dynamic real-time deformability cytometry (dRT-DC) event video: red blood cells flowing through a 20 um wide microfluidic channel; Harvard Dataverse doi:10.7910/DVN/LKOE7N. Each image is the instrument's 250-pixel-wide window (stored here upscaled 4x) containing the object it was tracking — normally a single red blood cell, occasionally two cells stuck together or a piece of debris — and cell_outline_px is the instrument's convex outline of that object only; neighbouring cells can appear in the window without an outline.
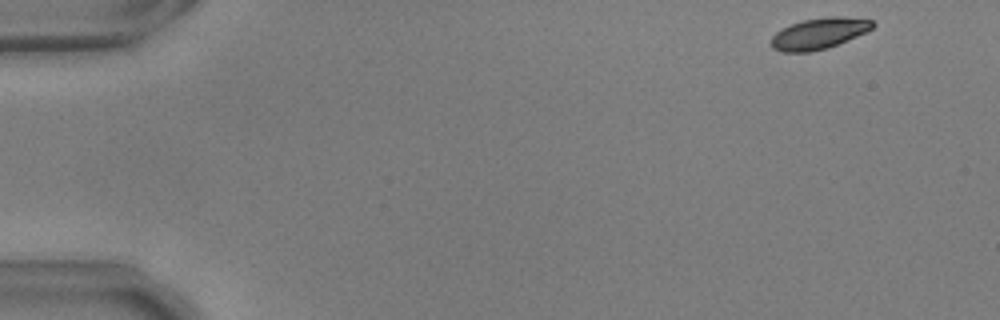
{"species": "common noctule bat (a hibernating species)", "species_latin": "Nyctalus noctula", "temperature_condition": "warm", "stored_images_in_passage": 15, "camera_frame_rate_fps": 3000, "um_per_image_px": 0.085, "animal": {"sex": "male", "body_mass_g": 17.9, "forearm_length_mm": 54.2}, "frame": {"image": 1, "passage_image": 1, "time_ms": 0.0, "image_size_px": [1000, 320], "cell_outline_px": [[876, 24], [872, 28], [856, 36], [828, 48], [808, 52], [784, 52], [772, 48], [772, 36], [776, 32], [792, 24], [804, 20], [828, 16], [844, 16], [872, 20]], "centroid_in_image_um": [69.63, 2.84], "position_along_channel_um": 15.4, "area_um2": 18.15}}
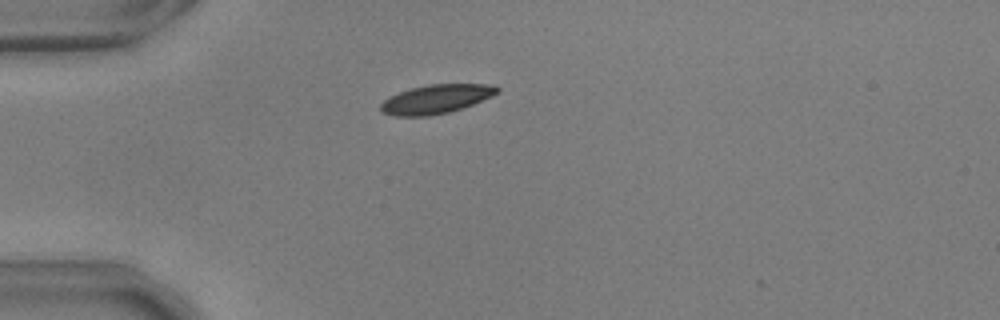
{"frame": {"image": 2, "passage_image": 12, "time_ms": 3.667, "image_size_px": [1000, 320], "cell_outline_px": [[500, 92], [492, 96], [472, 104], [448, 112], [428, 116], [396, 116], [384, 112], [380, 108], [380, 104], [384, 100], [400, 92], [412, 88], [428, 84], [492, 84], [500, 88]], "centroid_in_image_um": [37.1, 8.41], "position_along_channel_um": 47.9, "area_um2": 19.36}}